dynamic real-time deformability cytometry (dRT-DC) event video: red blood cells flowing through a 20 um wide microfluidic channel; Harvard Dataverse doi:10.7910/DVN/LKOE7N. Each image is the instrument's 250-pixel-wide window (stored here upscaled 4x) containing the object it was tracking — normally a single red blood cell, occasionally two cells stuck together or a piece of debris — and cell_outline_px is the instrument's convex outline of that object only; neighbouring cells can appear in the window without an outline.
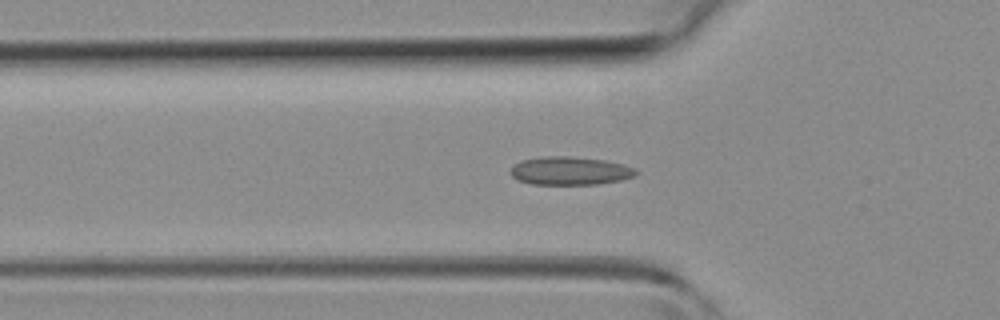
{"species": "common noctule bat (a hibernating species)", "species_latin": "Nyctalus noctula", "temperature_condition": "room temperature", "stored_images_in_passage": 35, "camera_frame_rate_fps": 3000, "um_per_image_px": 0.085, "animal": {"sex": "female", "body_mass_g": 19.3, "forearm_length_mm": 54.1}, "frame": {"image": 1, "passage_image": 5, "time_ms": 1.333, "image_size_px": [1000, 320], "cell_outline_px": [[640, 172], [636, 176], [620, 180], [596, 184], [532, 184], [516, 180], [508, 172], [520, 160], [544, 156], [568, 156], [604, 160], [624, 164], [636, 168]], "centroid_in_image_um": [48.47, 14.52], "position_along_channel_um": 77.3, "area_um2": 20.81}}
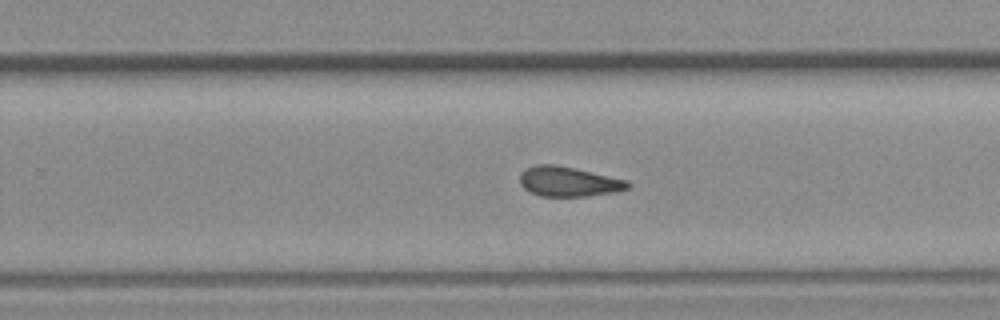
{"frame": {"image": 2, "passage_image": 18, "time_ms": 5.667, "image_size_px": [1000, 320], "cell_outline_px": [[632, 184], [628, 188], [616, 192], [588, 196], [540, 196], [528, 192], [520, 184], [520, 172], [524, 168], [536, 164], [556, 164], [576, 168], [628, 180]], "centroid_in_image_um": [48.31, 15.42], "position_along_channel_um": 281.5, "area_um2": 19.13}}
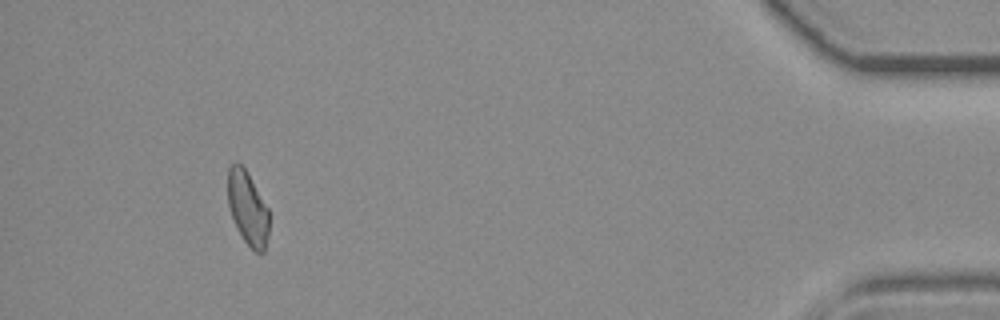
{"frame": {"image": 3, "passage_image": 31, "time_ms": 10.0, "image_size_px": [1000, 320], "cell_outline_px": [[268, 236], [264, 252], [260, 256], [244, 240], [228, 208], [228, 168], [232, 164], [240, 164], [248, 172], [268, 208]], "centroid_in_image_um": [21.06, 17.7], "position_along_channel_um": 414.1, "area_um2": 17.51}}